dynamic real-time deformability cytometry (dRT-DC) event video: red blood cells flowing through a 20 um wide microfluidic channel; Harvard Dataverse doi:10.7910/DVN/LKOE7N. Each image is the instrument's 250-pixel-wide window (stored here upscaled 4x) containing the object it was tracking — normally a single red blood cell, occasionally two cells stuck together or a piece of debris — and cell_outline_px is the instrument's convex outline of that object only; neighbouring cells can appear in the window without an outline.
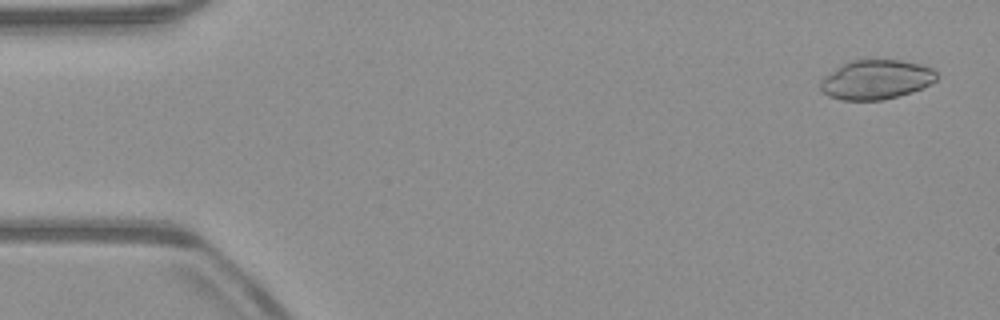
{"species": "common noctule bat (a hibernating species)", "species_latin": "Nyctalus noctula", "temperature_condition": "warm", "stored_images_in_passage": 53, "camera_frame_rate_fps": 3000, "um_per_image_px": 0.085, "animal": {"sex": "male", "body_mass_g": 23.1, "forearm_length_mm": 52.7}, "frame": {"image": 1, "passage_image": 3, "time_ms": 0.667, "image_size_px": [1000, 320], "cell_outline_px": [[936, 80], [924, 88], [912, 92], [880, 100], [844, 100], [828, 96], [820, 88], [820, 80], [824, 76], [836, 68], [852, 60], [900, 60], [920, 64], [932, 68], [936, 72]], "centroid_in_image_um": [74.47, 6.77], "position_along_channel_um": 10.5, "area_um2": 26.53}}
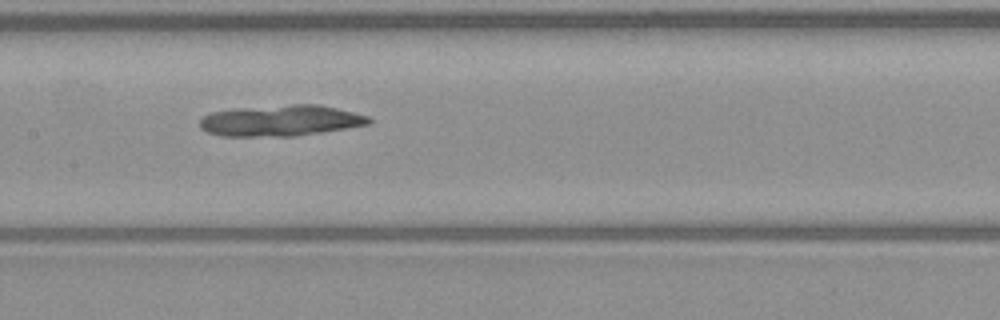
{"frame": {"image": 2, "passage_image": 26, "time_ms": 8.333, "image_size_px": [1000, 320], "cell_outline_px": [[372, 120], [368, 124], [296, 136], [220, 136], [208, 132], [200, 128], [200, 120], [204, 116], [212, 112], [236, 108], [292, 104], [320, 104], [368, 116]], "centroid_in_image_um": [23.82, 10.24], "position_along_channel_um": 183.6, "area_um2": 30.4}}
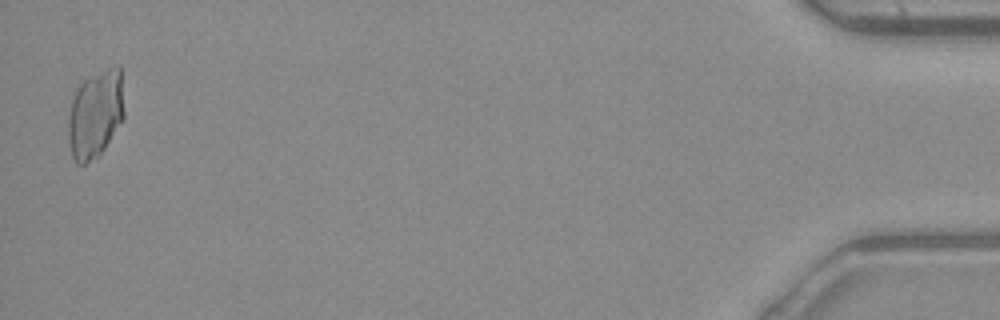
{"frame": {"image": 3, "passage_image": 52, "time_ms": 17.0, "image_size_px": [1000, 320], "cell_outline_px": [[124, 120], [104, 148], [96, 156], [84, 164], [76, 164], [72, 156], [68, 136], [68, 120], [72, 100], [76, 88], [84, 80], [108, 68], [120, 64], [124, 112]], "centroid_in_image_um": [8.12, 9.69], "position_along_channel_um": 427.1, "area_um2": 28.5}}